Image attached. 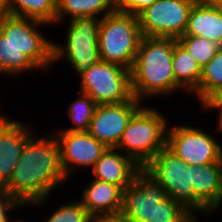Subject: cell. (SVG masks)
<instances>
[{
	"label": "cell",
	"mask_w": 222,
	"mask_h": 222,
	"mask_svg": "<svg viewBox=\"0 0 222 222\" xmlns=\"http://www.w3.org/2000/svg\"><path fill=\"white\" fill-rule=\"evenodd\" d=\"M39 135L25 144L10 181L3 187L21 203H28L27 209L46 206L52 190L68 181L56 137L52 132Z\"/></svg>",
	"instance_id": "obj_1"
},
{
	"label": "cell",
	"mask_w": 222,
	"mask_h": 222,
	"mask_svg": "<svg viewBox=\"0 0 222 222\" xmlns=\"http://www.w3.org/2000/svg\"><path fill=\"white\" fill-rule=\"evenodd\" d=\"M176 41L171 37H143L130 70L131 90L137 100L169 98L175 92L185 94L174 79L172 57Z\"/></svg>",
	"instance_id": "obj_2"
},
{
	"label": "cell",
	"mask_w": 222,
	"mask_h": 222,
	"mask_svg": "<svg viewBox=\"0 0 222 222\" xmlns=\"http://www.w3.org/2000/svg\"><path fill=\"white\" fill-rule=\"evenodd\" d=\"M143 169L164 188L168 197H171L197 222H201L200 217L212 216L193 196L195 166L185 163L167 146L161 149Z\"/></svg>",
	"instance_id": "obj_3"
},
{
	"label": "cell",
	"mask_w": 222,
	"mask_h": 222,
	"mask_svg": "<svg viewBox=\"0 0 222 222\" xmlns=\"http://www.w3.org/2000/svg\"><path fill=\"white\" fill-rule=\"evenodd\" d=\"M163 114L143 105L128 122L116 149L144 168L166 146L169 119Z\"/></svg>",
	"instance_id": "obj_4"
},
{
	"label": "cell",
	"mask_w": 222,
	"mask_h": 222,
	"mask_svg": "<svg viewBox=\"0 0 222 222\" xmlns=\"http://www.w3.org/2000/svg\"><path fill=\"white\" fill-rule=\"evenodd\" d=\"M142 39L138 16L114 10L101 18L100 59L131 70Z\"/></svg>",
	"instance_id": "obj_5"
},
{
	"label": "cell",
	"mask_w": 222,
	"mask_h": 222,
	"mask_svg": "<svg viewBox=\"0 0 222 222\" xmlns=\"http://www.w3.org/2000/svg\"><path fill=\"white\" fill-rule=\"evenodd\" d=\"M65 22L67 32L65 38L62 37L64 43L53 42V64L62 59L79 76L101 60L98 46L101 19L83 17Z\"/></svg>",
	"instance_id": "obj_6"
},
{
	"label": "cell",
	"mask_w": 222,
	"mask_h": 222,
	"mask_svg": "<svg viewBox=\"0 0 222 222\" xmlns=\"http://www.w3.org/2000/svg\"><path fill=\"white\" fill-rule=\"evenodd\" d=\"M49 25L36 19L11 14L0 17V32L13 42L41 72H48V69L54 68V41L40 31L44 26L48 27Z\"/></svg>",
	"instance_id": "obj_7"
},
{
	"label": "cell",
	"mask_w": 222,
	"mask_h": 222,
	"mask_svg": "<svg viewBox=\"0 0 222 222\" xmlns=\"http://www.w3.org/2000/svg\"><path fill=\"white\" fill-rule=\"evenodd\" d=\"M78 91L89 95L97 105L126 102L133 97L130 70L100 60L79 75Z\"/></svg>",
	"instance_id": "obj_8"
},
{
	"label": "cell",
	"mask_w": 222,
	"mask_h": 222,
	"mask_svg": "<svg viewBox=\"0 0 222 222\" xmlns=\"http://www.w3.org/2000/svg\"><path fill=\"white\" fill-rule=\"evenodd\" d=\"M202 129L191 123H171L167 130L166 146L188 165L222 163L221 138L217 139L216 134Z\"/></svg>",
	"instance_id": "obj_9"
},
{
	"label": "cell",
	"mask_w": 222,
	"mask_h": 222,
	"mask_svg": "<svg viewBox=\"0 0 222 222\" xmlns=\"http://www.w3.org/2000/svg\"><path fill=\"white\" fill-rule=\"evenodd\" d=\"M198 0H157L139 15L143 37L178 39L187 28L193 5Z\"/></svg>",
	"instance_id": "obj_10"
},
{
	"label": "cell",
	"mask_w": 222,
	"mask_h": 222,
	"mask_svg": "<svg viewBox=\"0 0 222 222\" xmlns=\"http://www.w3.org/2000/svg\"><path fill=\"white\" fill-rule=\"evenodd\" d=\"M56 132L54 130L52 133L59 144L61 165L65 176L70 181L71 177L77 173V168L79 170V168L86 169L88 167L92 170L97 160L108 148L89 132L58 130Z\"/></svg>",
	"instance_id": "obj_11"
},
{
	"label": "cell",
	"mask_w": 222,
	"mask_h": 222,
	"mask_svg": "<svg viewBox=\"0 0 222 222\" xmlns=\"http://www.w3.org/2000/svg\"><path fill=\"white\" fill-rule=\"evenodd\" d=\"M132 97L126 102L97 105L89 134L108 148H116L132 116L143 106Z\"/></svg>",
	"instance_id": "obj_12"
},
{
	"label": "cell",
	"mask_w": 222,
	"mask_h": 222,
	"mask_svg": "<svg viewBox=\"0 0 222 222\" xmlns=\"http://www.w3.org/2000/svg\"><path fill=\"white\" fill-rule=\"evenodd\" d=\"M167 197L164 188L142 169L124 190L122 213L130 222H148L154 216L157 202Z\"/></svg>",
	"instance_id": "obj_13"
},
{
	"label": "cell",
	"mask_w": 222,
	"mask_h": 222,
	"mask_svg": "<svg viewBox=\"0 0 222 222\" xmlns=\"http://www.w3.org/2000/svg\"><path fill=\"white\" fill-rule=\"evenodd\" d=\"M12 116L0 127V187H4L22 155L25 144L36 135L30 122Z\"/></svg>",
	"instance_id": "obj_14"
},
{
	"label": "cell",
	"mask_w": 222,
	"mask_h": 222,
	"mask_svg": "<svg viewBox=\"0 0 222 222\" xmlns=\"http://www.w3.org/2000/svg\"><path fill=\"white\" fill-rule=\"evenodd\" d=\"M142 169L120 150L107 148L92 168V176L94 175V179L120 186L125 190Z\"/></svg>",
	"instance_id": "obj_15"
},
{
	"label": "cell",
	"mask_w": 222,
	"mask_h": 222,
	"mask_svg": "<svg viewBox=\"0 0 222 222\" xmlns=\"http://www.w3.org/2000/svg\"><path fill=\"white\" fill-rule=\"evenodd\" d=\"M87 183L79 193L82 195L79 200L92 217L122 212V187L94 178Z\"/></svg>",
	"instance_id": "obj_16"
},
{
	"label": "cell",
	"mask_w": 222,
	"mask_h": 222,
	"mask_svg": "<svg viewBox=\"0 0 222 222\" xmlns=\"http://www.w3.org/2000/svg\"><path fill=\"white\" fill-rule=\"evenodd\" d=\"M193 196L212 216L219 211L222 207V163L195 166Z\"/></svg>",
	"instance_id": "obj_17"
},
{
	"label": "cell",
	"mask_w": 222,
	"mask_h": 222,
	"mask_svg": "<svg viewBox=\"0 0 222 222\" xmlns=\"http://www.w3.org/2000/svg\"><path fill=\"white\" fill-rule=\"evenodd\" d=\"M184 35L208 38L222 47V14L215 4L198 0L190 12Z\"/></svg>",
	"instance_id": "obj_18"
},
{
	"label": "cell",
	"mask_w": 222,
	"mask_h": 222,
	"mask_svg": "<svg viewBox=\"0 0 222 222\" xmlns=\"http://www.w3.org/2000/svg\"><path fill=\"white\" fill-rule=\"evenodd\" d=\"M114 10V0H57L56 26L73 18L101 19Z\"/></svg>",
	"instance_id": "obj_19"
},
{
	"label": "cell",
	"mask_w": 222,
	"mask_h": 222,
	"mask_svg": "<svg viewBox=\"0 0 222 222\" xmlns=\"http://www.w3.org/2000/svg\"><path fill=\"white\" fill-rule=\"evenodd\" d=\"M172 65L175 82L189 96L199 86L201 66L178 41L174 43Z\"/></svg>",
	"instance_id": "obj_20"
},
{
	"label": "cell",
	"mask_w": 222,
	"mask_h": 222,
	"mask_svg": "<svg viewBox=\"0 0 222 222\" xmlns=\"http://www.w3.org/2000/svg\"><path fill=\"white\" fill-rule=\"evenodd\" d=\"M40 69L0 32V75L19 77Z\"/></svg>",
	"instance_id": "obj_21"
},
{
	"label": "cell",
	"mask_w": 222,
	"mask_h": 222,
	"mask_svg": "<svg viewBox=\"0 0 222 222\" xmlns=\"http://www.w3.org/2000/svg\"><path fill=\"white\" fill-rule=\"evenodd\" d=\"M8 14L56 24L57 0H7Z\"/></svg>",
	"instance_id": "obj_22"
},
{
	"label": "cell",
	"mask_w": 222,
	"mask_h": 222,
	"mask_svg": "<svg viewBox=\"0 0 222 222\" xmlns=\"http://www.w3.org/2000/svg\"><path fill=\"white\" fill-rule=\"evenodd\" d=\"M222 87V47L214 57L202 67L199 86L190 94L197 97L201 107L215 92Z\"/></svg>",
	"instance_id": "obj_23"
},
{
	"label": "cell",
	"mask_w": 222,
	"mask_h": 222,
	"mask_svg": "<svg viewBox=\"0 0 222 222\" xmlns=\"http://www.w3.org/2000/svg\"><path fill=\"white\" fill-rule=\"evenodd\" d=\"M78 98L74 99L68 107L67 117L73 126H62L59 131L88 132L97 103L87 94L78 91Z\"/></svg>",
	"instance_id": "obj_24"
},
{
	"label": "cell",
	"mask_w": 222,
	"mask_h": 222,
	"mask_svg": "<svg viewBox=\"0 0 222 222\" xmlns=\"http://www.w3.org/2000/svg\"><path fill=\"white\" fill-rule=\"evenodd\" d=\"M177 41L201 66H205L221 47L216 42L202 37L182 35Z\"/></svg>",
	"instance_id": "obj_25"
},
{
	"label": "cell",
	"mask_w": 222,
	"mask_h": 222,
	"mask_svg": "<svg viewBox=\"0 0 222 222\" xmlns=\"http://www.w3.org/2000/svg\"><path fill=\"white\" fill-rule=\"evenodd\" d=\"M65 200V202L59 203L56 209H53L52 214L43 222H92L93 217L82 206V203L78 199Z\"/></svg>",
	"instance_id": "obj_26"
},
{
	"label": "cell",
	"mask_w": 222,
	"mask_h": 222,
	"mask_svg": "<svg viewBox=\"0 0 222 222\" xmlns=\"http://www.w3.org/2000/svg\"><path fill=\"white\" fill-rule=\"evenodd\" d=\"M148 222H197L171 197L157 202L154 216Z\"/></svg>",
	"instance_id": "obj_27"
},
{
	"label": "cell",
	"mask_w": 222,
	"mask_h": 222,
	"mask_svg": "<svg viewBox=\"0 0 222 222\" xmlns=\"http://www.w3.org/2000/svg\"><path fill=\"white\" fill-rule=\"evenodd\" d=\"M26 209L28 203H21L18 199L11 196L3 187H0V222H6L13 211ZM17 209V210H16Z\"/></svg>",
	"instance_id": "obj_28"
},
{
	"label": "cell",
	"mask_w": 222,
	"mask_h": 222,
	"mask_svg": "<svg viewBox=\"0 0 222 222\" xmlns=\"http://www.w3.org/2000/svg\"><path fill=\"white\" fill-rule=\"evenodd\" d=\"M157 0H114L115 10L138 16Z\"/></svg>",
	"instance_id": "obj_29"
},
{
	"label": "cell",
	"mask_w": 222,
	"mask_h": 222,
	"mask_svg": "<svg viewBox=\"0 0 222 222\" xmlns=\"http://www.w3.org/2000/svg\"><path fill=\"white\" fill-rule=\"evenodd\" d=\"M92 222H130L121 212L116 214L99 215L93 217Z\"/></svg>",
	"instance_id": "obj_30"
},
{
	"label": "cell",
	"mask_w": 222,
	"mask_h": 222,
	"mask_svg": "<svg viewBox=\"0 0 222 222\" xmlns=\"http://www.w3.org/2000/svg\"><path fill=\"white\" fill-rule=\"evenodd\" d=\"M201 107H222V87L215 92Z\"/></svg>",
	"instance_id": "obj_31"
},
{
	"label": "cell",
	"mask_w": 222,
	"mask_h": 222,
	"mask_svg": "<svg viewBox=\"0 0 222 222\" xmlns=\"http://www.w3.org/2000/svg\"><path fill=\"white\" fill-rule=\"evenodd\" d=\"M199 108H201V111L202 112H210V111H217V123L216 124H218L217 125V127H215L216 128V130H218V131H222V107H199Z\"/></svg>",
	"instance_id": "obj_32"
},
{
	"label": "cell",
	"mask_w": 222,
	"mask_h": 222,
	"mask_svg": "<svg viewBox=\"0 0 222 222\" xmlns=\"http://www.w3.org/2000/svg\"><path fill=\"white\" fill-rule=\"evenodd\" d=\"M8 14L7 0H0V17Z\"/></svg>",
	"instance_id": "obj_33"
},
{
	"label": "cell",
	"mask_w": 222,
	"mask_h": 222,
	"mask_svg": "<svg viewBox=\"0 0 222 222\" xmlns=\"http://www.w3.org/2000/svg\"><path fill=\"white\" fill-rule=\"evenodd\" d=\"M1 105V104H0ZM1 108V106H0ZM0 121H7L10 117L5 112H2V109H0Z\"/></svg>",
	"instance_id": "obj_34"
},
{
	"label": "cell",
	"mask_w": 222,
	"mask_h": 222,
	"mask_svg": "<svg viewBox=\"0 0 222 222\" xmlns=\"http://www.w3.org/2000/svg\"><path fill=\"white\" fill-rule=\"evenodd\" d=\"M11 216H12V214L10 215V217L7 219L6 222H26V221L22 220V218H21V219H18L17 217H15V219H14V217L11 218ZM16 218H17V219H16ZM14 220H15V221H14Z\"/></svg>",
	"instance_id": "obj_35"
},
{
	"label": "cell",
	"mask_w": 222,
	"mask_h": 222,
	"mask_svg": "<svg viewBox=\"0 0 222 222\" xmlns=\"http://www.w3.org/2000/svg\"><path fill=\"white\" fill-rule=\"evenodd\" d=\"M212 4H215V6L217 7V9L219 10V12L222 14V1L219 2H210Z\"/></svg>",
	"instance_id": "obj_36"
},
{
	"label": "cell",
	"mask_w": 222,
	"mask_h": 222,
	"mask_svg": "<svg viewBox=\"0 0 222 222\" xmlns=\"http://www.w3.org/2000/svg\"><path fill=\"white\" fill-rule=\"evenodd\" d=\"M209 2H219V1H222V0H208Z\"/></svg>",
	"instance_id": "obj_37"
},
{
	"label": "cell",
	"mask_w": 222,
	"mask_h": 222,
	"mask_svg": "<svg viewBox=\"0 0 222 222\" xmlns=\"http://www.w3.org/2000/svg\"><path fill=\"white\" fill-rule=\"evenodd\" d=\"M6 121H0V127L5 123Z\"/></svg>",
	"instance_id": "obj_38"
}]
</instances>
